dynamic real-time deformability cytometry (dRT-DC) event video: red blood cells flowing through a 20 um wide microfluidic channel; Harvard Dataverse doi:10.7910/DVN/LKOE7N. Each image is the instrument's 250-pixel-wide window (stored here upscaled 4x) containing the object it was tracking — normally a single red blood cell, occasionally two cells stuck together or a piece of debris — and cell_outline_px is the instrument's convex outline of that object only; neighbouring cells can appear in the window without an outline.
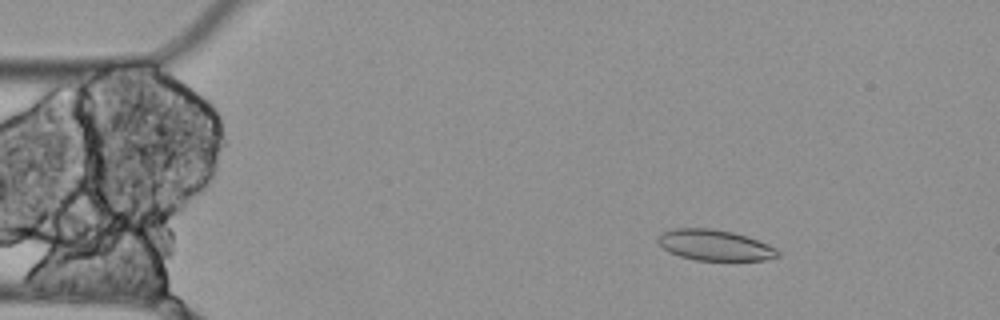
{"species": "Egyptian fruit bat (a non-hibernating species)", "species_latin": "Rousettus aegyptiacus", "temperature_condition": "cold", "stored_images_in_passage": 4, "camera_frame_rate_fps": 3000, "um_per_image_px": 0.085, "animal": {"sex": "female"}, "frame": {"image": 1, "passage_image": 3, "time_ms": 0.667, "image_size_px": [1000, 320], "cell_outline_px": [[780, 256], [764, 260], [696, 260], [680, 256], [664, 248], [656, 240], [664, 232], [672, 228], [712, 228], [732, 232], [768, 244], [776, 248], [780, 252]], "centroid_in_image_um": [60.77, 20.84], "position_along_channel_um": 24.2, "area_um2": 21.21}}